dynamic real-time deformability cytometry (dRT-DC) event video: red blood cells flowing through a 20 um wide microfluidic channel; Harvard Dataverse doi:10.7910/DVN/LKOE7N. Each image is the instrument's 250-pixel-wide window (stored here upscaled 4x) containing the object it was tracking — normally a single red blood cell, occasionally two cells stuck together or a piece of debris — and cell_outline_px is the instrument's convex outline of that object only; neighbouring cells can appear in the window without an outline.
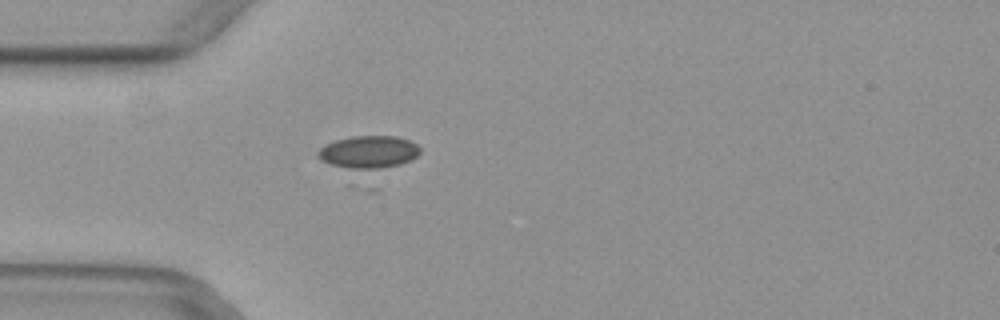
{"species": "common noctule bat (a hibernating species)", "species_latin": "Nyctalus noctula", "temperature_condition": "warm", "stored_images_in_passage": 48, "camera_frame_rate_fps": 3000, "um_per_image_px": 0.085, "animal": {"sex": "female", "body_mass_g": 29.2, "forearm_length_mm": 56.3}, "frame": {"image": 1, "passage_image": 12, "time_ms": 3.667, "image_size_px": [1000, 320], "cell_outline_px": [[420, 152], [416, 156], [400, 164], [372, 172], [356, 172], [320, 160], [316, 156], [316, 152], [324, 144], [336, 140], [352, 136], [396, 136], [408, 140], [416, 144], [420, 148]], "centroid_in_image_um": [31.28, 12.97], "position_along_channel_um": 53.7, "area_um2": 20.11}}
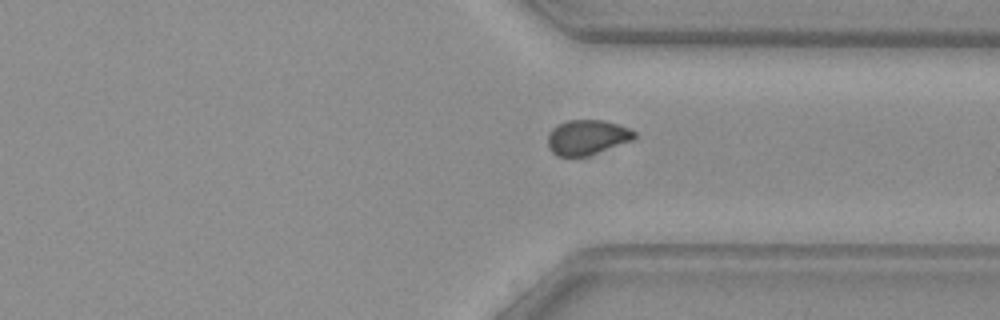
{"frame": {"image": 2, "passage_image": 35, "time_ms": 11.333, "image_size_px": [1000, 320], "cell_outline_px": [[636, 136], [632, 140], [588, 156], [556, 156], [548, 148], [548, 132], [556, 124], [568, 120], [604, 120], [628, 128], [636, 132]], "centroid_in_image_um": [49.86, 11.67], "position_along_channel_um": 361.5, "area_um2": 17.69}}
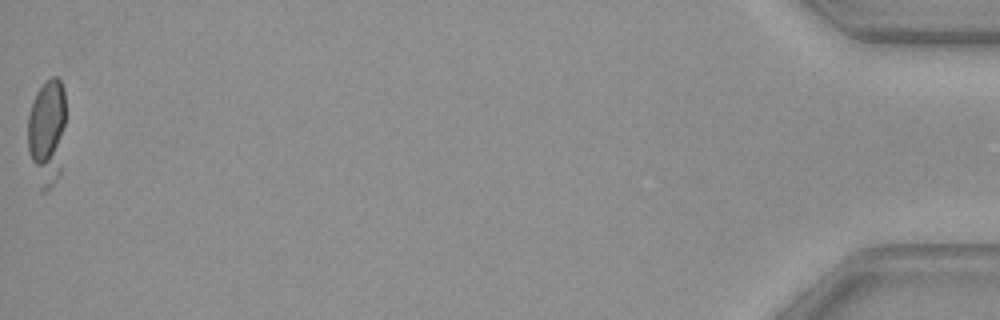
{"frame": {"image": 3, "passage_image": 48, "time_ms": 15.667, "image_size_px": [1000, 320], "cell_outline_px": [[64, 124], [60, 176], [44, 192], [40, 192], [28, 148], [28, 116], [36, 92], [52, 76], [56, 76], [60, 80], [64, 88]], "centroid_in_image_um": [3.99, 11.25], "position_along_channel_um": 431.2, "area_um2": 23.29}}